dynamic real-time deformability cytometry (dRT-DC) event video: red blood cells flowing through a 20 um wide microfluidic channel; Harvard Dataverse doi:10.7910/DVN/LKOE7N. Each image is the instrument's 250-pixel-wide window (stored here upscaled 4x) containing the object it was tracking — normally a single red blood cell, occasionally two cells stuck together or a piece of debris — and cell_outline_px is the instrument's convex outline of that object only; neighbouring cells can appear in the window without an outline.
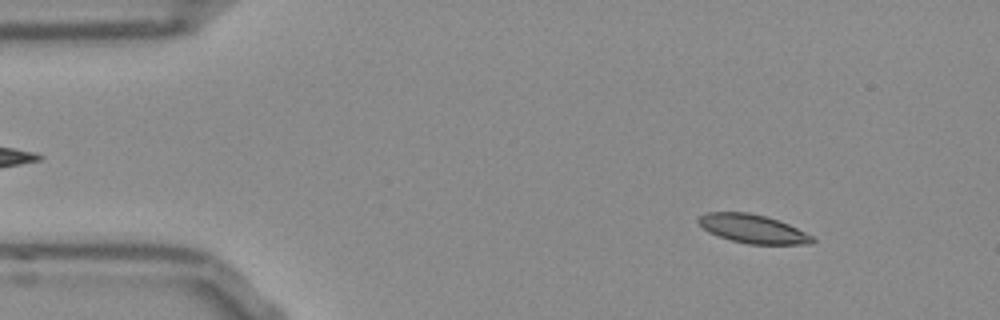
{"species": "Egyptian fruit bat (a non-hibernating species)", "species_latin": "Rousettus aegyptiacus", "temperature_condition": "room temperature", "stored_images_in_passage": 52, "camera_frame_rate_fps": 3000, "um_per_image_px": 0.085, "frame": {"image": 1, "passage_image": 6, "time_ms": 1.667, "image_size_px": [1000, 320], "cell_outline_px": [[816, 240], [812, 244], [748, 244], [732, 240], [708, 232], [696, 220], [700, 216], [708, 212], [748, 212], [768, 216], [788, 224], [812, 236]], "centroid_in_image_um": [64.0, 19.44], "position_along_channel_um": 21.0, "area_um2": 18.9}}
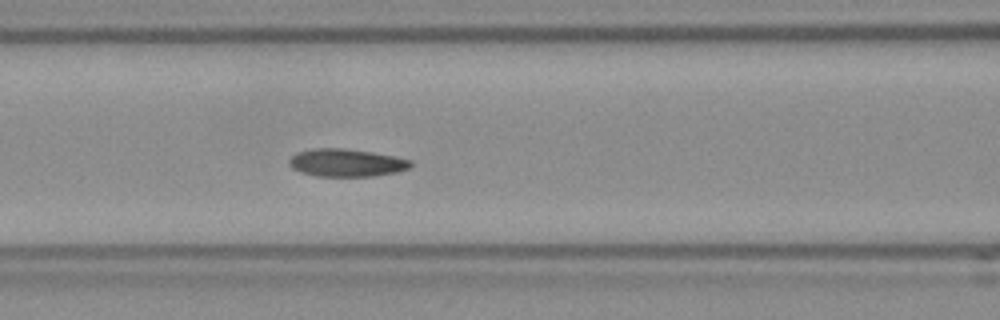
{"frame": {"image": 2, "passage_image": 21, "time_ms": 6.667, "image_size_px": [1000, 320], "cell_outline_px": [[412, 164], [408, 168], [396, 172], [372, 176], [316, 176], [300, 172], [292, 168], [288, 164], [288, 160], [292, 156], [300, 152], [316, 148], [340, 148], [368, 152], [392, 156], [412, 160]], "centroid_in_image_um": [29.41, 13.84], "position_along_channel_um": 137.2, "area_um2": 19.31}}
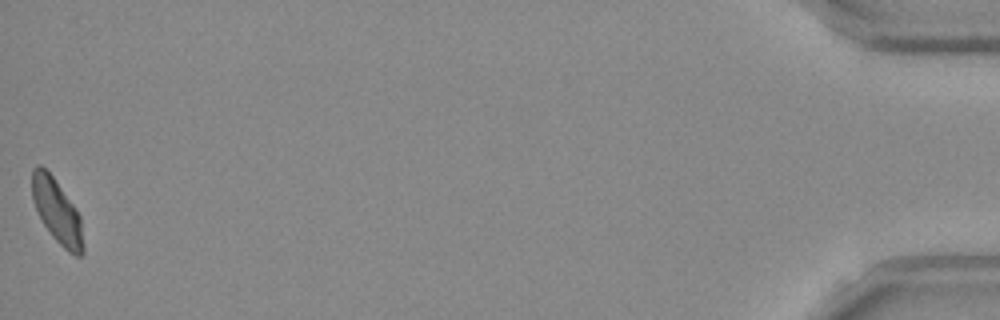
{"frame": {"image": 3, "passage_image": 52, "time_ms": 17.0, "image_size_px": [1000, 320], "cell_outline_px": [[84, 252], [80, 256], [76, 256], [68, 252], [52, 236], [44, 224], [32, 200], [32, 168], [36, 164], [40, 164], [52, 176], [76, 208], [80, 216], [84, 244]], "centroid_in_image_um": [4.85, 17.97], "position_along_channel_um": 430.3, "area_um2": 18.96}, "authors_computed_cell_mechanics": {"area_um2": 19.3052, "velocity_mm_per_s": 3.8337, "shape_relaxation_time_tau1_ms": null, "shape_relaxation_time_tau2_ms": 3.8016, "deformation_change_tau1": null, "deformation_change_tau2": 0.085}}